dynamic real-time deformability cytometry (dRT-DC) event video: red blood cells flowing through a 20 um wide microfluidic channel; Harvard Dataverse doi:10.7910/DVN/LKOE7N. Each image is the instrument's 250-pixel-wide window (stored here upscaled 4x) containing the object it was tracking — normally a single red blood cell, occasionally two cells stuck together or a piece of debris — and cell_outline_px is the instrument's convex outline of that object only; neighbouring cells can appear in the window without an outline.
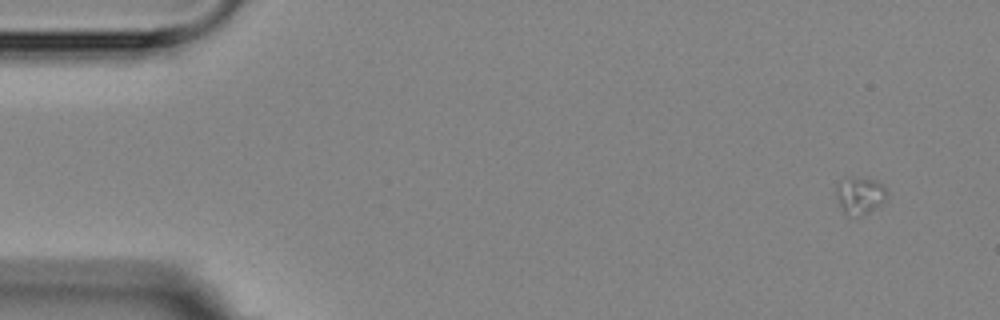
{"species": "Egyptian fruit bat (a non-hibernating species)", "species_latin": "Rousettus aegyptiacus", "temperature_condition": "room temperature", "stored_images_in_passage": 7, "segment_of_instrument_passage": [1, 2], "camera_frame_rate_fps": 3000, "um_per_image_px": 0.085, "animal": {"sex": "female"}, "frame": {"image": 1, "passage_image": 1, "time_ms": 0.0, "image_size_px": [1000, 320], "cell_outline_px": [[888, 192], [884, 200], [880, 204], [868, 212], [860, 216], [844, 212], [836, 196], [836, 184], [844, 176], [876, 180]], "centroid_in_image_um": [73.05, 16.56], "position_along_channel_um": 11.9, "area_um2": 10.75}}